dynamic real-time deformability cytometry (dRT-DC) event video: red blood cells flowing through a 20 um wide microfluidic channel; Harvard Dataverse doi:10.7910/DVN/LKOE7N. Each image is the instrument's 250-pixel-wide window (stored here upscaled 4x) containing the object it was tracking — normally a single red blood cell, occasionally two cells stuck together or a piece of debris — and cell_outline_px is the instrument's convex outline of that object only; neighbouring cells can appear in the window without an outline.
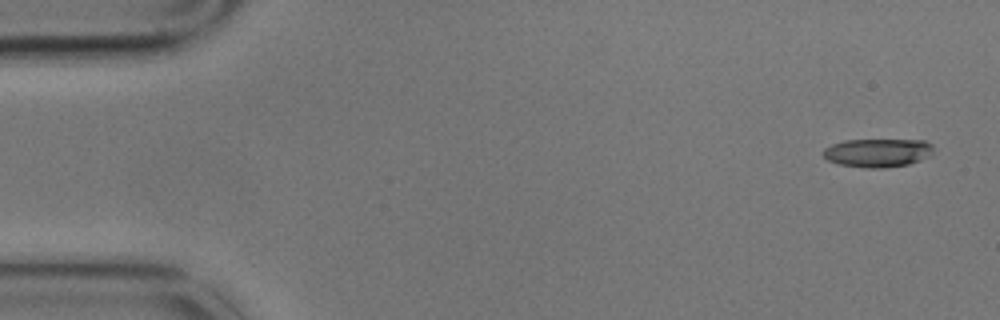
{"species": "common noctule bat (a hibernating species)", "species_latin": "Nyctalus noctula", "temperature_condition": "cold", "stored_images_in_passage": 5, "camera_frame_rate_fps": 3000, "um_per_image_px": 0.085, "animal": {"sex": "male", "body_mass_g": 17.9}, "frame": {"image": 1, "passage_image": 1, "time_ms": 0.0, "image_size_px": [1000, 320], "cell_outline_px": [[932, 152], [928, 156], [920, 160], [908, 164], [884, 168], [864, 168], [840, 164], [828, 160], [820, 152], [824, 148], [832, 144], [844, 140], [924, 140], [932, 144]], "centroid_in_image_um": [74.57, 12.98], "position_along_channel_um": 10.4, "area_um2": 18.32}}
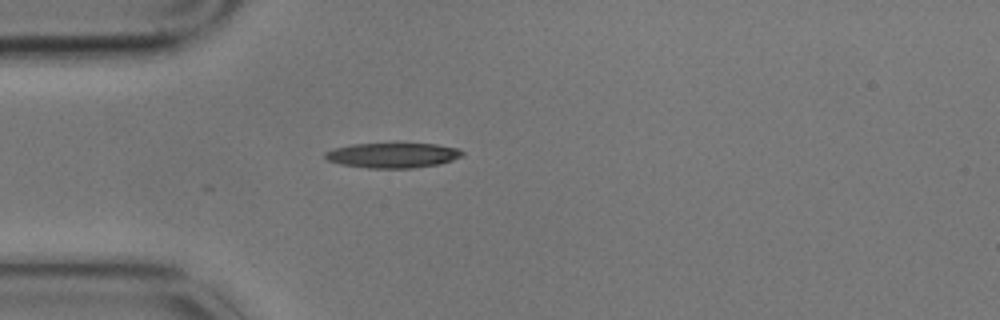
{"frame": {"image": 2, "passage_image": 4, "time_ms": 1.0, "image_size_px": [1000, 320], "cell_outline_px": [[464, 156], [440, 164], [412, 168], [368, 168], [340, 164], [328, 160], [324, 156], [324, 152], [332, 148], [352, 144], [396, 140], [436, 144], [460, 148], [464, 152]], "centroid_in_image_um": [33.41, 13.14], "position_along_channel_um": 51.6, "area_um2": 21.33}}